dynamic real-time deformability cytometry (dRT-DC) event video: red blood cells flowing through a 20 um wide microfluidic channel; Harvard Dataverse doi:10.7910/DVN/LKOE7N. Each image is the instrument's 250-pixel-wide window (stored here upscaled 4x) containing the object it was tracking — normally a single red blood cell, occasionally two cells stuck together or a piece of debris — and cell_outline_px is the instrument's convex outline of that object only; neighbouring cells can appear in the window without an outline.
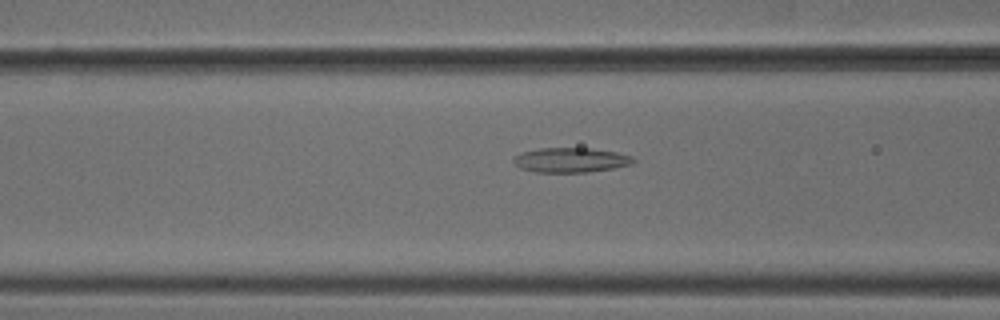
{"species": "common noctule bat (a hibernating species)", "species_latin": "Nyctalus noctula", "temperature_condition": "cold", "stored_images_in_passage": 6, "camera_frame_rate_fps": 3000, "um_per_image_px": 0.085, "animal": {"sex": "male", "body_mass_g": 18.8}, "frame": {"image": 1, "passage_image": 3, "time_ms": 0.667, "image_size_px": [1000, 320], "cell_outline_px": [[636, 160], [632, 164], [612, 168], [588, 172], [536, 172], [520, 168], [512, 160], [512, 156], [520, 152], [540, 148], [592, 148], [616, 152], [632, 156]], "centroid_in_image_um": [48.48, 13.59], "position_along_channel_um": 118.1, "area_um2": 17.34}}
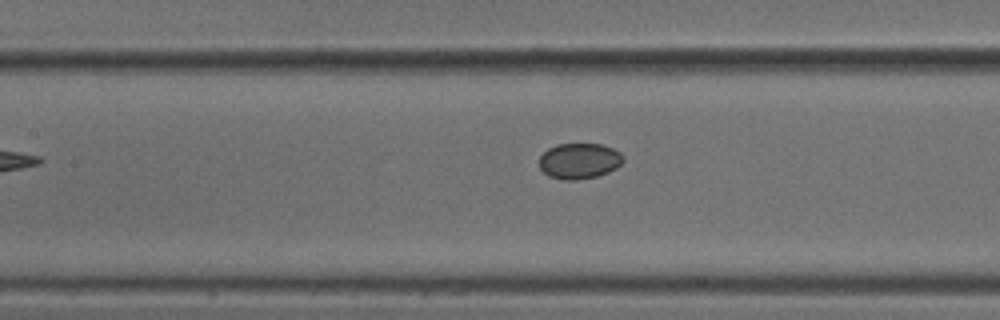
{"frame": {"image": 2, "passage_image": 5, "time_ms": 1.333, "image_size_px": [1000, 320], "cell_outline_px": [[624, 160], [616, 168], [608, 172], [596, 176], [576, 180], [564, 180], [548, 176], [540, 168], [540, 156], [548, 148], [556, 144], [600, 144], [612, 148], [620, 152], [624, 156]], "centroid_in_image_um": [49.24, 13.68], "position_along_channel_um": 158.2, "area_um2": 17.46}}
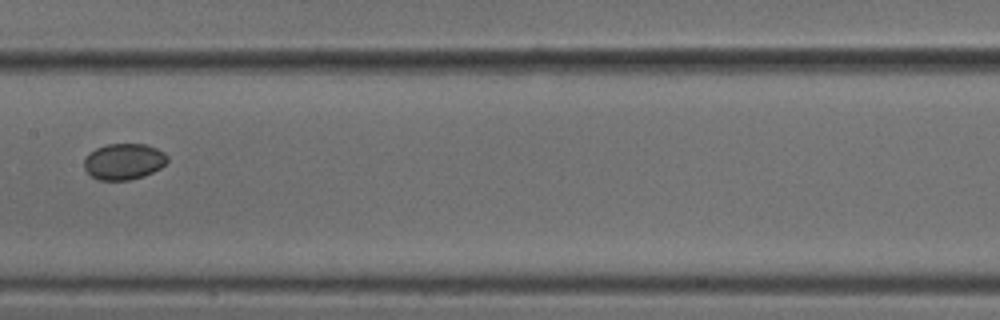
{"frame": {"image": 3, "passage_image": 6, "time_ms": 1.667, "image_size_px": [1000, 320], "cell_outline_px": [[168, 160], [160, 168], [144, 176], [128, 180], [100, 180], [92, 176], [84, 168], [84, 160], [88, 152], [96, 148], [108, 144], [144, 144], [156, 148], [164, 152], [168, 156]], "centroid_in_image_um": [10.52, 13.72], "position_along_channel_um": 196.9, "area_um2": 17.51}}